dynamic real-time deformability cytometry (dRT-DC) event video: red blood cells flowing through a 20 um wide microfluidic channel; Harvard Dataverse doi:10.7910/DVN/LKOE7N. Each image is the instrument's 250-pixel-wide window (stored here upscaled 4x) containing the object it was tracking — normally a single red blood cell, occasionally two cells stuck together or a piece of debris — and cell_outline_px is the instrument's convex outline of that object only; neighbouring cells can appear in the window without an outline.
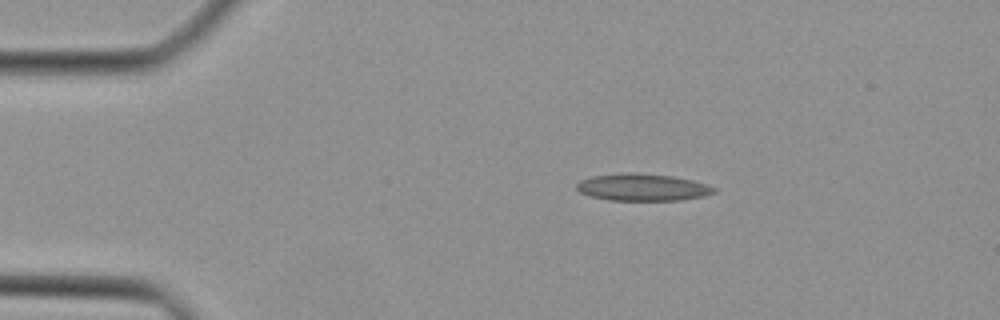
{"species": "Egyptian fruit bat (a non-hibernating species)", "species_latin": "Rousettus aegyptiacus", "temperature_condition": "cold", "stored_images_in_passage": 38, "camera_frame_rate_fps": 3000, "um_per_image_px": 0.085, "animal": {"sex": "female"}, "frame": {"image": 1, "passage_image": 1, "time_ms": 0.0, "image_size_px": [1000, 320], "cell_outline_px": [[716, 192], [704, 196], [680, 200], [608, 200], [592, 196], [580, 192], [576, 188], [576, 184], [580, 180], [592, 176], [672, 176], [692, 180], [716, 188]], "centroid_in_image_um": [54.66, 15.98], "position_along_channel_um": 30.3, "area_um2": 20.35}}
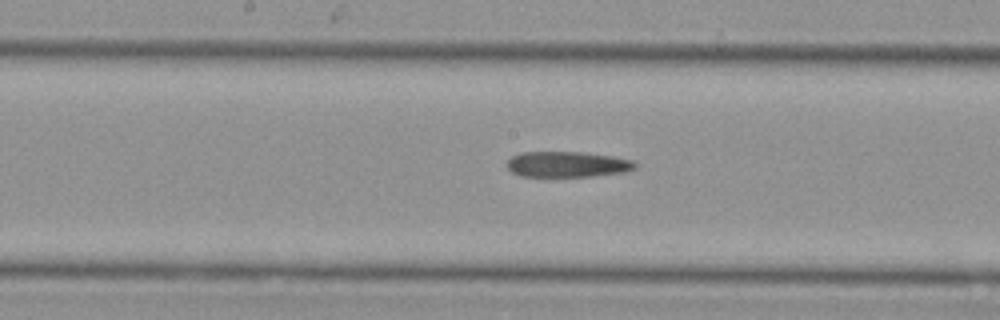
{"frame": {"image": 2, "passage_image": 16, "time_ms": 5.0, "image_size_px": [1000, 320], "cell_outline_px": [[636, 168], [624, 172], [592, 176], [520, 176], [512, 172], [508, 168], [508, 160], [512, 156], [520, 152], [580, 152], [612, 156], [632, 160], [636, 164]], "centroid_in_image_um": [48.21, 13.96], "position_along_channel_um": 200.0, "area_um2": 19.02}}
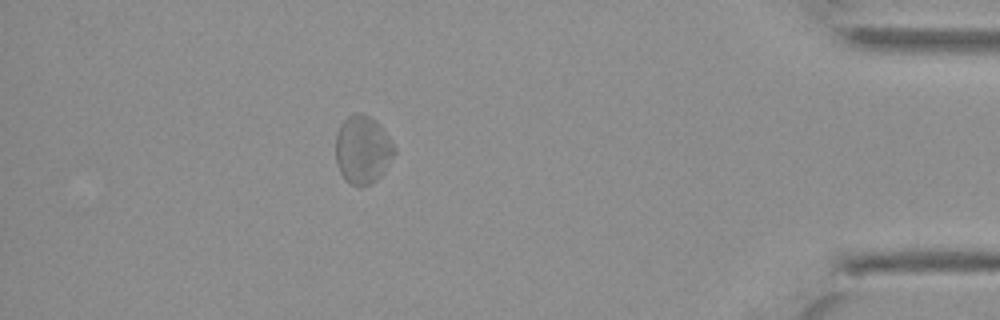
{"frame": {"image": 3, "passage_image": 33, "time_ms": 10.667, "image_size_px": [1000, 320], "cell_outline_px": [[396, 152], [384, 172], [372, 184], [352, 184], [340, 172], [336, 164], [336, 136], [340, 124], [348, 116], [356, 112], [360, 112], [376, 120], [380, 124], [396, 148]], "centroid_in_image_um": [30.84, 12.68], "position_along_channel_um": 404.4, "area_um2": 23.18}}